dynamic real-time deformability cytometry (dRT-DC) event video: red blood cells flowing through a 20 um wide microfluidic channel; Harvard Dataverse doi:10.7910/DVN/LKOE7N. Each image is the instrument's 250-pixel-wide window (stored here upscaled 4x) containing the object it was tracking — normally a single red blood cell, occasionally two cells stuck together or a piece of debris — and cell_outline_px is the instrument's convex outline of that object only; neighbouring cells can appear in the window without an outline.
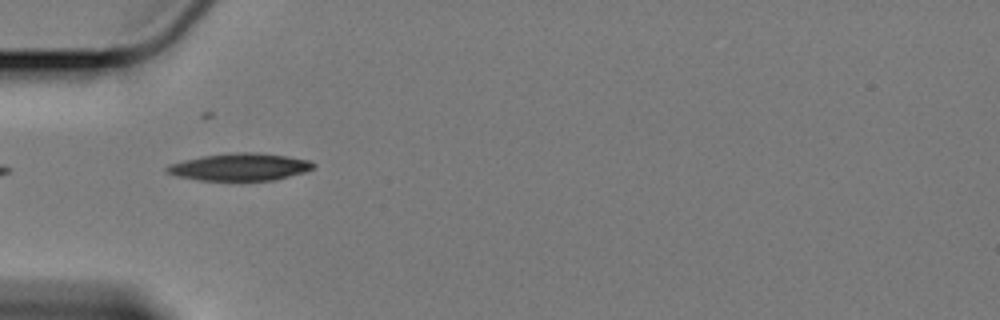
{"species": "Egyptian fruit bat (a non-hibernating species)", "species_latin": "Rousettus aegyptiacus", "temperature_condition": "cold", "stored_images_in_passage": 11, "camera_frame_rate_fps": 3000, "um_per_image_px": 0.085, "animal": {"sex": "female"}, "frame": {"image": 1, "passage_image": 1, "time_ms": 0.0, "image_size_px": [1000, 320], "cell_outline_px": [[316, 164], [312, 168], [304, 172], [272, 180], [240, 184], [200, 180], [176, 176], [164, 172], [164, 168], [168, 164], [184, 160], [204, 156], [236, 152], [256, 152], [284, 156], [308, 160]], "centroid_in_image_um": [20.32, 14.24], "position_along_channel_um": 64.7, "area_um2": 24.1}}
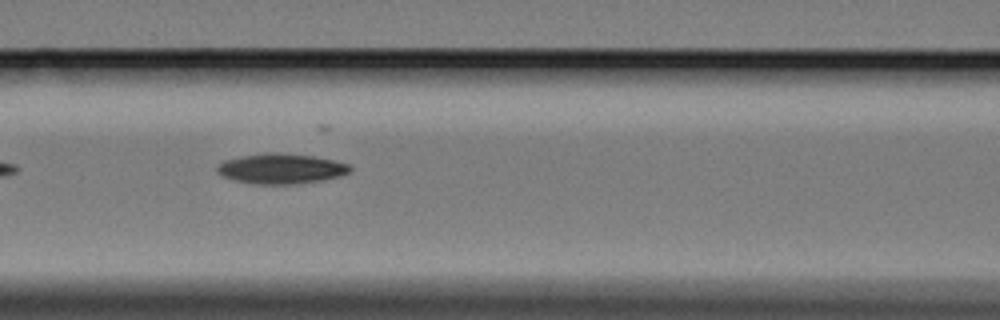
{"frame": {"image": 2, "passage_image": 8, "time_ms": 2.333, "image_size_px": [1000, 320], "cell_outline_px": [[352, 168], [348, 172], [340, 176], [324, 180], [292, 184], [252, 184], [232, 180], [220, 176], [216, 172], [216, 168], [224, 160], [244, 156], [268, 152], [312, 156], [332, 160], [348, 164]], "centroid_in_image_um": [23.84, 14.35], "position_along_channel_um": 142.8, "area_um2": 23.24}}
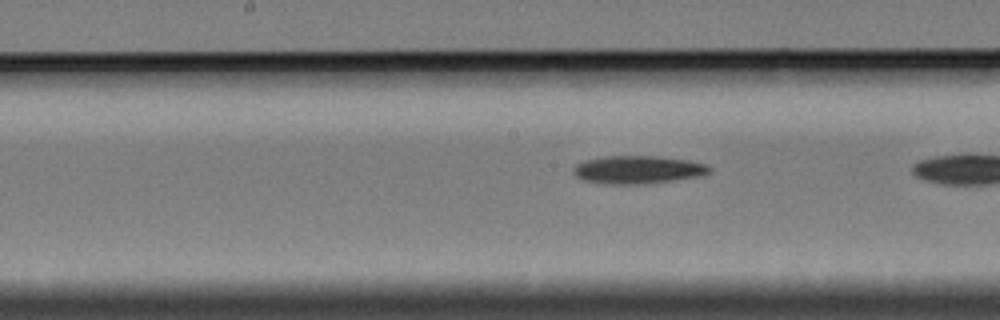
{"frame": {"image": 3, "passage_image": 10, "time_ms": 3.0, "image_size_px": [1000, 320], "cell_outline_px": [[712, 172], [704, 176], [648, 184], [604, 184], [580, 180], [572, 172], [572, 168], [576, 164], [584, 160], [604, 156], [656, 156], [688, 160], [708, 164], [712, 168]], "centroid_in_image_um": [54.24, 14.43], "position_along_channel_um": 194.0, "area_um2": 22.77}}